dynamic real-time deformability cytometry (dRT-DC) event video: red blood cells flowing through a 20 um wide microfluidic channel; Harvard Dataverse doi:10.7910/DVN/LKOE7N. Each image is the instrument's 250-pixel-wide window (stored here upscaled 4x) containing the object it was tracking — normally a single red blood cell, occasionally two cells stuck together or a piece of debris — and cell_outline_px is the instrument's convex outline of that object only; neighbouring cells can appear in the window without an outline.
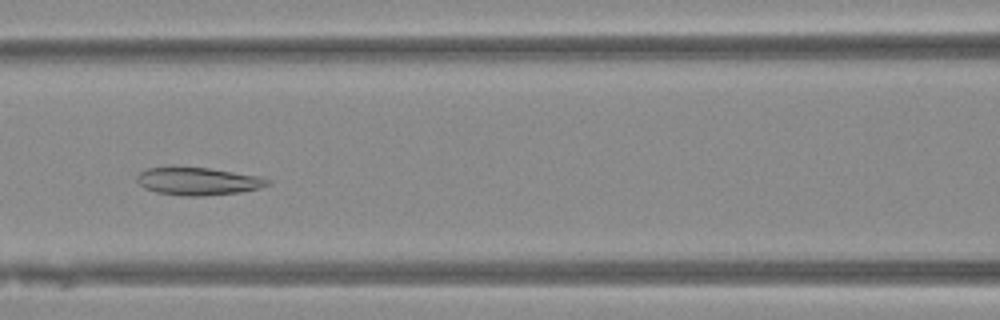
{"species": "Egyptian fruit bat (a non-hibernating species)", "species_latin": "Rousettus aegyptiacus", "temperature_condition": "warm", "stored_images_in_passage": 37, "camera_frame_rate_fps": 3000, "um_per_image_px": 0.085, "animal": {"sex": "female"}, "frame": {"image": 1, "passage_image": 21, "time_ms": 6.667, "image_size_px": [1000, 320], "cell_outline_px": [[272, 184], [260, 188], [240, 192], [204, 196], [184, 196], [156, 192], [144, 188], [136, 180], [136, 176], [140, 172], [148, 168], [208, 168], [260, 176], [268, 180]], "centroid_in_image_um": [16.85, 15.42], "position_along_channel_um": 149.7, "area_um2": 20.87}}
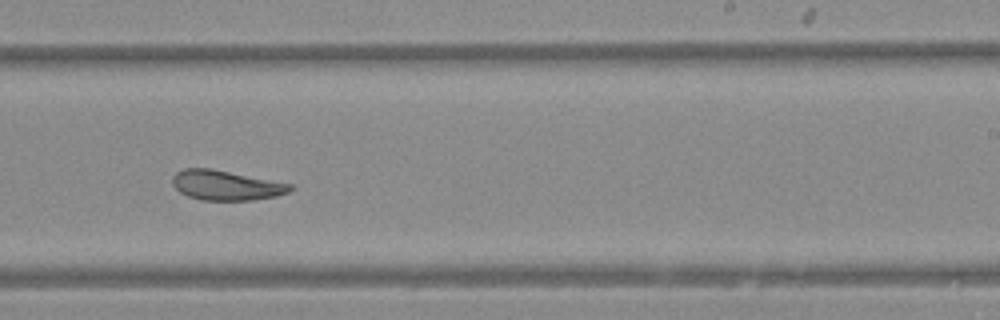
{"frame": {"image": 2, "passage_image": 30, "time_ms": 9.667, "image_size_px": [1000, 320], "cell_outline_px": [[292, 188], [288, 192], [276, 196], [252, 200], [200, 200], [188, 196], [180, 192], [172, 184], [172, 176], [176, 172], [184, 168], [212, 168], [292, 184]], "centroid_in_image_um": [19.18, 15.74], "position_along_channel_um": 269.8, "area_um2": 20.46}}
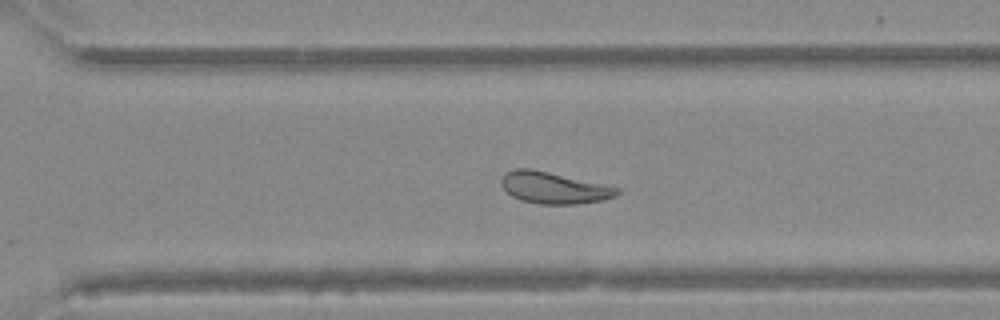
{"frame": {"image": 3, "passage_image": 34, "time_ms": 11.0, "image_size_px": [1000, 320], "cell_outline_px": [[620, 192], [616, 196], [604, 200], [580, 204], [536, 204], [520, 200], [512, 196], [504, 188], [500, 180], [504, 172], [516, 168], [528, 168], [548, 172], [620, 188]], "centroid_in_image_um": [47.06, 15.97], "position_along_channel_um": 323.5, "area_um2": 21.27}}